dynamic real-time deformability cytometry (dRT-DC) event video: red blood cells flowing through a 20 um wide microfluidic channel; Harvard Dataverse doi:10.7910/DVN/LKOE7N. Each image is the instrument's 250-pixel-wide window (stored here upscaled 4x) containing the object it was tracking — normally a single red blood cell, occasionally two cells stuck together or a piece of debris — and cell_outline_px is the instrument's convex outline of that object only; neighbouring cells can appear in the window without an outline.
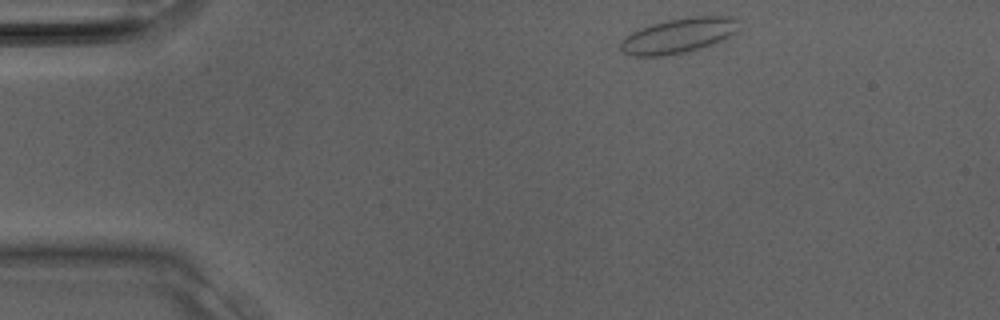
{"species": "Egyptian fruit bat (a non-hibernating species)", "species_latin": "Rousettus aegyptiacus", "temperature_condition": "room temperature", "stored_images_in_passage": 27, "camera_frame_rate_fps": 3000, "um_per_image_px": 0.085, "animal": {"sex": "male"}, "frame": {"image": 1, "passage_image": 1, "time_ms": 0.0, "image_size_px": [1000, 320], "cell_outline_px": [[736, 32], [724, 40], [700, 48], [684, 52], [664, 56], [632, 56], [624, 52], [620, 48], [620, 40], [632, 32], [640, 28], [652, 24], [668, 20], [692, 16], [732, 16], [736, 20]], "centroid_in_image_um": [57.65, 3.03], "position_along_channel_um": 27.4, "area_um2": 23.93}}
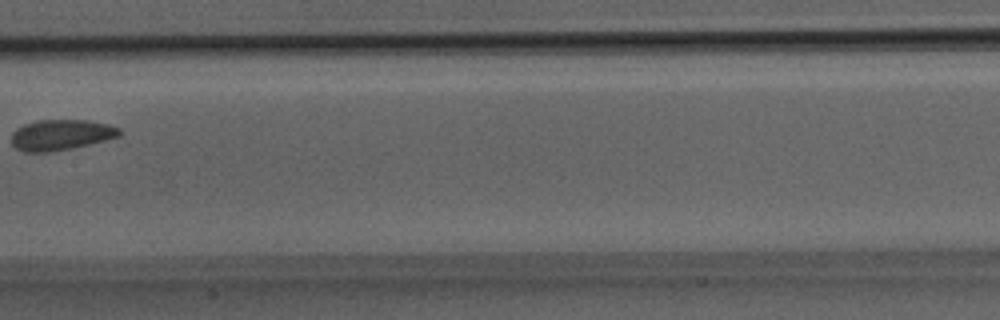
{"frame": {"image": 2, "passage_image": 12, "time_ms": 3.667, "image_size_px": [1000, 320], "cell_outline_px": [[124, 132], [120, 136], [72, 148], [52, 152], [24, 152], [16, 148], [12, 144], [12, 132], [16, 128], [24, 124], [36, 120], [88, 120], [108, 124], [120, 128]], "centroid_in_image_um": [5.18, 11.46], "position_along_channel_um": 202.2, "area_um2": 19.42}}
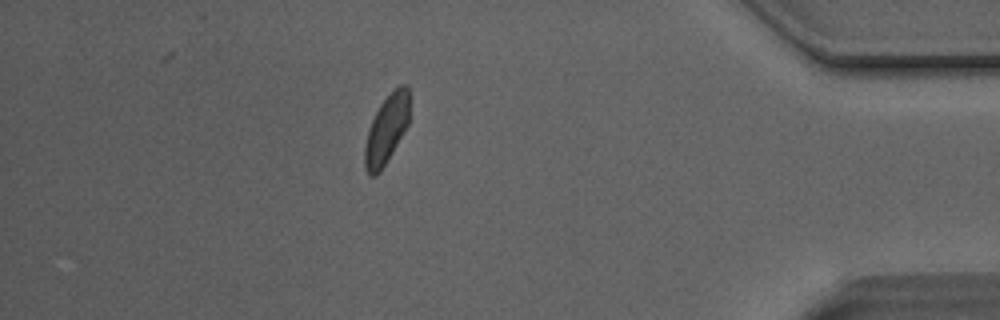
{"frame": {"image": 3, "passage_image": 23, "time_ms": 7.333, "image_size_px": [1000, 320], "cell_outline_px": [[412, 96], [408, 124], [380, 172], [376, 176], [368, 176], [364, 168], [364, 148], [368, 128], [380, 104], [396, 84], [408, 84]], "centroid_in_image_um": [32.88, 10.91], "position_along_channel_um": 402.3, "area_um2": 18.5}}